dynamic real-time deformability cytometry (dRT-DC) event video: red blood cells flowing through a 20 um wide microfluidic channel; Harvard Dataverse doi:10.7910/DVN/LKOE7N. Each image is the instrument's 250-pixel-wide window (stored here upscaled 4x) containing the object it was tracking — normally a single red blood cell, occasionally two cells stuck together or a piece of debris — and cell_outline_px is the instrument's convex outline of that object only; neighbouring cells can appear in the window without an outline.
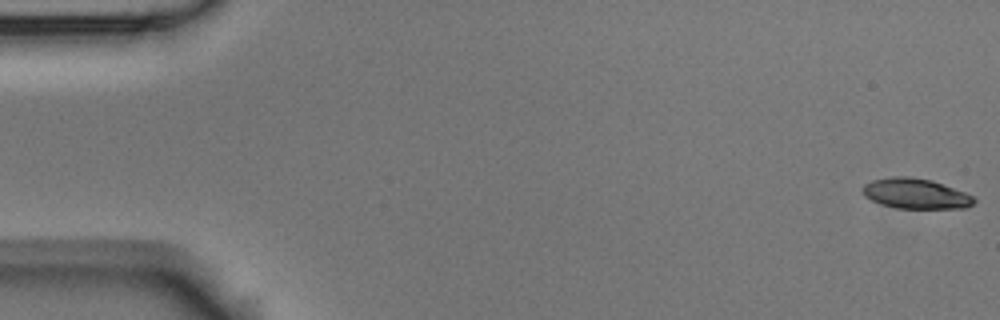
{"species": "Egyptian fruit bat (a non-hibernating species)", "species_latin": "Rousettus aegyptiacus", "temperature_condition": "room temperature", "stored_images_in_passage": 5, "camera_frame_rate_fps": 3000, "um_per_image_px": 0.085, "animal": {"sex": "male"}, "frame": {"image": 1, "passage_image": 1, "time_ms": 0.0, "image_size_px": [1000, 320], "cell_outline_px": [[976, 200], [968, 208], [896, 208], [880, 204], [864, 196], [860, 188], [864, 184], [872, 180], [892, 176], [908, 176], [932, 180], [976, 196]], "centroid_in_image_um": [77.82, 16.45], "position_along_channel_um": 7.2, "area_um2": 19.88}}
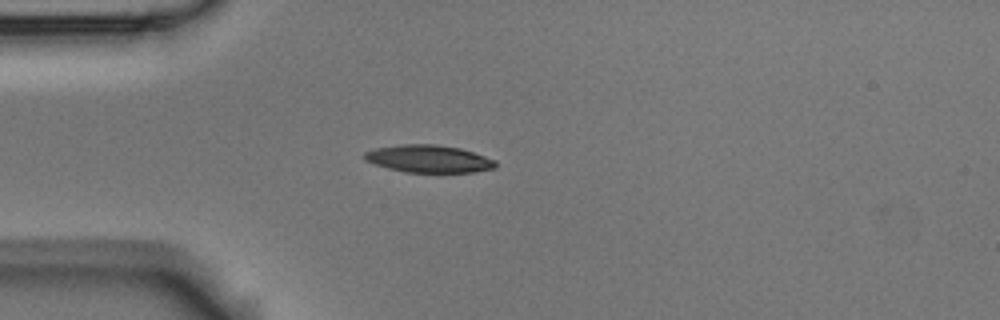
{"frame": {"image": 2, "passage_image": 5, "time_ms": 1.333, "image_size_px": [1000, 320], "cell_outline_px": [[496, 168], [472, 172], [404, 172], [388, 168], [364, 160], [364, 152], [376, 148], [404, 144], [436, 144], [460, 148], [496, 160]], "centroid_in_image_um": [36.44, 13.5], "position_along_channel_um": 48.6, "area_um2": 20.87}}